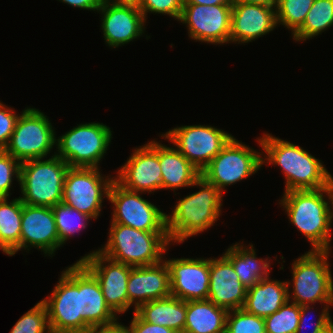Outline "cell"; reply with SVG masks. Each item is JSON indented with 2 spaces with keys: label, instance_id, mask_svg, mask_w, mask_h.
<instances>
[{
  "label": "cell",
  "instance_id": "obj_37",
  "mask_svg": "<svg viewBox=\"0 0 333 333\" xmlns=\"http://www.w3.org/2000/svg\"><path fill=\"white\" fill-rule=\"evenodd\" d=\"M184 6V0H139L138 8L141 10L144 19L148 13L163 14L179 20Z\"/></svg>",
  "mask_w": 333,
  "mask_h": 333
},
{
  "label": "cell",
  "instance_id": "obj_40",
  "mask_svg": "<svg viewBox=\"0 0 333 333\" xmlns=\"http://www.w3.org/2000/svg\"><path fill=\"white\" fill-rule=\"evenodd\" d=\"M129 328L132 333H177L170 328L144 321L135 312Z\"/></svg>",
  "mask_w": 333,
  "mask_h": 333
},
{
  "label": "cell",
  "instance_id": "obj_31",
  "mask_svg": "<svg viewBox=\"0 0 333 333\" xmlns=\"http://www.w3.org/2000/svg\"><path fill=\"white\" fill-rule=\"evenodd\" d=\"M52 210L61 247L71 236H74V233H79V231L85 229L86 225H88L87 222L91 219L89 216L71 208L63 202L53 206Z\"/></svg>",
  "mask_w": 333,
  "mask_h": 333
},
{
  "label": "cell",
  "instance_id": "obj_6",
  "mask_svg": "<svg viewBox=\"0 0 333 333\" xmlns=\"http://www.w3.org/2000/svg\"><path fill=\"white\" fill-rule=\"evenodd\" d=\"M330 252L309 250L293 261V290L288 291L291 302L300 306L317 302L323 303L322 306L333 305V279L328 262Z\"/></svg>",
  "mask_w": 333,
  "mask_h": 333
},
{
  "label": "cell",
  "instance_id": "obj_14",
  "mask_svg": "<svg viewBox=\"0 0 333 333\" xmlns=\"http://www.w3.org/2000/svg\"><path fill=\"white\" fill-rule=\"evenodd\" d=\"M232 5L184 4L178 21L185 24L192 40L207 44L229 43Z\"/></svg>",
  "mask_w": 333,
  "mask_h": 333
},
{
  "label": "cell",
  "instance_id": "obj_42",
  "mask_svg": "<svg viewBox=\"0 0 333 333\" xmlns=\"http://www.w3.org/2000/svg\"><path fill=\"white\" fill-rule=\"evenodd\" d=\"M94 333H132L128 326H125L118 321L113 324L100 327Z\"/></svg>",
  "mask_w": 333,
  "mask_h": 333
},
{
  "label": "cell",
  "instance_id": "obj_3",
  "mask_svg": "<svg viewBox=\"0 0 333 333\" xmlns=\"http://www.w3.org/2000/svg\"><path fill=\"white\" fill-rule=\"evenodd\" d=\"M200 188L179 199L171 215L166 214L170 242L183 243L187 238L214 226L222 210L223 193L200 176L192 185Z\"/></svg>",
  "mask_w": 333,
  "mask_h": 333
},
{
  "label": "cell",
  "instance_id": "obj_2",
  "mask_svg": "<svg viewBox=\"0 0 333 333\" xmlns=\"http://www.w3.org/2000/svg\"><path fill=\"white\" fill-rule=\"evenodd\" d=\"M279 201L290 223L310 242L312 251L331 250L333 207L330 186L318 190L287 191Z\"/></svg>",
  "mask_w": 333,
  "mask_h": 333
},
{
  "label": "cell",
  "instance_id": "obj_11",
  "mask_svg": "<svg viewBox=\"0 0 333 333\" xmlns=\"http://www.w3.org/2000/svg\"><path fill=\"white\" fill-rule=\"evenodd\" d=\"M99 168L70 167L67 171L62 202L71 208L97 219L103 199H108L114 177L104 176Z\"/></svg>",
  "mask_w": 333,
  "mask_h": 333
},
{
  "label": "cell",
  "instance_id": "obj_13",
  "mask_svg": "<svg viewBox=\"0 0 333 333\" xmlns=\"http://www.w3.org/2000/svg\"><path fill=\"white\" fill-rule=\"evenodd\" d=\"M108 200L114 207L111 223L145 232H167L166 213L142 198L140 192L128 190L114 180L109 189Z\"/></svg>",
  "mask_w": 333,
  "mask_h": 333
},
{
  "label": "cell",
  "instance_id": "obj_45",
  "mask_svg": "<svg viewBox=\"0 0 333 333\" xmlns=\"http://www.w3.org/2000/svg\"><path fill=\"white\" fill-rule=\"evenodd\" d=\"M111 4H124V5H136L138 6L139 0H103Z\"/></svg>",
  "mask_w": 333,
  "mask_h": 333
},
{
  "label": "cell",
  "instance_id": "obj_43",
  "mask_svg": "<svg viewBox=\"0 0 333 333\" xmlns=\"http://www.w3.org/2000/svg\"><path fill=\"white\" fill-rule=\"evenodd\" d=\"M234 0H184V4L198 5H233Z\"/></svg>",
  "mask_w": 333,
  "mask_h": 333
},
{
  "label": "cell",
  "instance_id": "obj_20",
  "mask_svg": "<svg viewBox=\"0 0 333 333\" xmlns=\"http://www.w3.org/2000/svg\"><path fill=\"white\" fill-rule=\"evenodd\" d=\"M277 26L276 7L234 2L229 43L244 44L255 41Z\"/></svg>",
  "mask_w": 333,
  "mask_h": 333
},
{
  "label": "cell",
  "instance_id": "obj_18",
  "mask_svg": "<svg viewBox=\"0 0 333 333\" xmlns=\"http://www.w3.org/2000/svg\"><path fill=\"white\" fill-rule=\"evenodd\" d=\"M34 247L45 256H54L61 247L52 207L22 203L20 250Z\"/></svg>",
  "mask_w": 333,
  "mask_h": 333
},
{
  "label": "cell",
  "instance_id": "obj_33",
  "mask_svg": "<svg viewBox=\"0 0 333 333\" xmlns=\"http://www.w3.org/2000/svg\"><path fill=\"white\" fill-rule=\"evenodd\" d=\"M300 320V305L288 300L279 310L264 318L266 333H295Z\"/></svg>",
  "mask_w": 333,
  "mask_h": 333
},
{
  "label": "cell",
  "instance_id": "obj_39",
  "mask_svg": "<svg viewBox=\"0 0 333 333\" xmlns=\"http://www.w3.org/2000/svg\"><path fill=\"white\" fill-rule=\"evenodd\" d=\"M12 108L7 107L0 101V150L7 146L14 131L19 113Z\"/></svg>",
  "mask_w": 333,
  "mask_h": 333
},
{
  "label": "cell",
  "instance_id": "obj_44",
  "mask_svg": "<svg viewBox=\"0 0 333 333\" xmlns=\"http://www.w3.org/2000/svg\"><path fill=\"white\" fill-rule=\"evenodd\" d=\"M234 2L276 7L278 0H234Z\"/></svg>",
  "mask_w": 333,
  "mask_h": 333
},
{
  "label": "cell",
  "instance_id": "obj_8",
  "mask_svg": "<svg viewBox=\"0 0 333 333\" xmlns=\"http://www.w3.org/2000/svg\"><path fill=\"white\" fill-rule=\"evenodd\" d=\"M111 140V128L103 123L77 124L56 139L54 153L69 167L99 168Z\"/></svg>",
  "mask_w": 333,
  "mask_h": 333
},
{
  "label": "cell",
  "instance_id": "obj_25",
  "mask_svg": "<svg viewBox=\"0 0 333 333\" xmlns=\"http://www.w3.org/2000/svg\"><path fill=\"white\" fill-rule=\"evenodd\" d=\"M159 163L162 172L161 189L191 187L201 176L196 169L175 147L159 143Z\"/></svg>",
  "mask_w": 333,
  "mask_h": 333
},
{
  "label": "cell",
  "instance_id": "obj_34",
  "mask_svg": "<svg viewBox=\"0 0 333 333\" xmlns=\"http://www.w3.org/2000/svg\"><path fill=\"white\" fill-rule=\"evenodd\" d=\"M225 333H266L264 318L243 308L228 311Z\"/></svg>",
  "mask_w": 333,
  "mask_h": 333
},
{
  "label": "cell",
  "instance_id": "obj_17",
  "mask_svg": "<svg viewBox=\"0 0 333 333\" xmlns=\"http://www.w3.org/2000/svg\"><path fill=\"white\" fill-rule=\"evenodd\" d=\"M170 271L171 295L183 301L208 299L210 258L165 260Z\"/></svg>",
  "mask_w": 333,
  "mask_h": 333
},
{
  "label": "cell",
  "instance_id": "obj_22",
  "mask_svg": "<svg viewBox=\"0 0 333 333\" xmlns=\"http://www.w3.org/2000/svg\"><path fill=\"white\" fill-rule=\"evenodd\" d=\"M247 287L241 283L232 263L222 255L210 258V285L208 299L227 311L244 306Z\"/></svg>",
  "mask_w": 333,
  "mask_h": 333
},
{
  "label": "cell",
  "instance_id": "obj_19",
  "mask_svg": "<svg viewBox=\"0 0 333 333\" xmlns=\"http://www.w3.org/2000/svg\"><path fill=\"white\" fill-rule=\"evenodd\" d=\"M101 13V28L105 44L119 47L142 36L145 32V19L136 5L111 4L103 1L97 10Z\"/></svg>",
  "mask_w": 333,
  "mask_h": 333
},
{
  "label": "cell",
  "instance_id": "obj_30",
  "mask_svg": "<svg viewBox=\"0 0 333 333\" xmlns=\"http://www.w3.org/2000/svg\"><path fill=\"white\" fill-rule=\"evenodd\" d=\"M333 26V0H314L302 26L293 34L297 42L316 37Z\"/></svg>",
  "mask_w": 333,
  "mask_h": 333
},
{
  "label": "cell",
  "instance_id": "obj_9",
  "mask_svg": "<svg viewBox=\"0 0 333 333\" xmlns=\"http://www.w3.org/2000/svg\"><path fill=\"white\" fill-rule=\"evenodd\" d=\"M55 135L49 118L39 109L27 107L19 115L4 151L20 163L45 159L56 145Z\"/></svg>",
  "mask_w": 333,
  "mask_h": 333
},
{
  "label": "cell",
  "instance_id": "obj_41",
  "mask_svg": "<svg viewBox=\"0 0 333 333\" xmlns=\"http://www.w3.org/2000/svg\"><path fill=\"white\" fill-rule=\"evenodd\" d=\"M59 1L75 8L91 10V11H97L103 3V0H59Z\"/></svg>",
  "mask_w": 333,
  "mask_h": 333
},
{
  "label": "cell",
  "instance_id": "obj_5",
  "mask_svg": "<svg viewBox=\"0 0 333 333\" xmlns=\"http://www.w3.org/2000/svg\"><path fill=\"white\" fill-rule=\"evenodd\" d=\"M69 165L54 155L49 159H32L20 164L19 185L23 204L53 207L62 202Z\"/></svg>",
  "mask_w": 333,
  "mask_h": 333
},
{
  "label": "cell",
  "instance_id": "obj_4",
  "mask_svg": "<svg viewBox=\"0 0 333 333\" xmlns=\"http://www.w3.org/2000/svg\"><path fill=\"white\" fill-rule=\"evenodd\" d=\"M110 226L108 240L98 250L103 255L132 267L153 265L163 260L170 244L167 232H145L118 223Z\"/></svg>",
  "mask_w": 333,
  "mask_h": 333
},
{
  "label": "cell",
  "instance_id": "obj_26",
  "mask_svg": "<svg viewBox=\"0 0 333 333\" xmlns=\"http://www.w3.org/2000/svg\"><path fill=\"white\" fill-rule=\"evenodd\" d=\"M135 313L144 321L183 333L186 321V301L175 296L141 304Z\"/></svg>",
  "mask_w": 333,
  "mask_h": 333
},
{
  "label": "cell",
  "instance_id": "obj_47",
  "mask_svg": "<svg viewBox=\"0 0 333 333\" xmlns=\"http://www.w3.org/2000/svg\"><path fill=\"white\" fill-rule=\"evenodd\" d=\"M322 333H333V324Z\"/></svg>",
  "mask_w": 333,
  "mask_h": 333
},
{
  "label": "cell",
  "instance_id": "obj_10",
  "mask_svg": "<svg viewBox=\"0 0 333 333\" xmlns=\"http://www.w3.org/2000/svg\"><path fill=\"white\" fill-rule=\"evenodd\" d=\"M263 153L238 141L234 136L201 171V176L221 192L261 169Z\"/></svg>",
  "mask_w": 333,
  "mask_h": 333
},
{
  "label": "cell",
  "instance_id": "obj_28",
  "mask_svg": "<svg viewBox=\"0 0 333 333\" xmlns=\"http://www.w3.org/2000/svg\"><path fill=\"white\" fill-rule=\"evenodd\" d=\"M227 313L209 299L187 301L183 333H225Z\"/></svg>",
  "mask_w": 333,
  "mask_h": 333
},
{
  "label": "cell",
  "instance_id": "obj_32",
  "mask_svg": "<svg viewBox=\"0 0 333 333\" xmlns=\"http://www.w3.org/2000/svg\"><path fill=\"white\" fill-rule=\"evenodd\" d=\"M314 0H278L276 6L277 25L291 30L292 35L302 26Z\"/></svg>",
  "mask_w": 333,
  "mask_h": 333
},
{
  "label": "cell",
  "instance_id": "obj_23",
  "mask_svg": "<svg viewBox=\"0 0 333 333\" xmlns=\"http://www.w3.org/2000/svg\"><path fill=\"white\" fill-rule=\"evenodd\" d=\"M80 314L93 330L117 321V314L109 307L95 276L80 262Z\"/></svg>",
  "mask_w": 333,
  "mask_h": 333
},
{
  "label": "cell",
  "instance_id": "obj_24",
  "mask_svg": "<svg viewBox=\"0 0 333 333\" xmlns=\"http://www.w3.org/2000/svg\"><path fill=\"white\" fill-rule=\"evenodd\" d=\"M289 281L261 279L257 284L247 288L243 309L258 317L265 318L281 308L289 299Z\"/></svg>",
  "mask_w": 333,
  "mask_h": 333
},
{
  "label": "cell",
  "instance_id": "obj_15",
  "mask_svg": "<svg viewBox=\"0 0 333 333\" xmlns=\"http://www.w3.org/2000/svg\"><path fill=\"white\" fill-rule=\"evenodd\" d=\"M79 261L100 283L109 307L118 315L128 311L127 283L133 267L112 260L98 250L85 254Z\"/></svg>",
  "mask_w": 333,
  "mask_h": 333
},
{
  "label": "cell",
  "instance_id": "obj_38",
  "mask_svg": "<svg viewBox=\"0 0 333 333\" xmlns=\"http://www.w3.org/2000/svg\"><path fill=\"white\" fill-rule=\"evenodd\" d=\"M310 306H312V305L300 306V320H299V324H298V327H297V330L295 333H302L304 326L309 323V320H307L308 319L307 315L311 314V312L309 310L314 309L313 307H310ZM330 306L332 307L333 305H324L317 321L315 323L310 322L311 325L314 324L312 326L313 329H312L311 333H322L333 324L332 318L329 313ZM305 321H306V323H305Z\"/></svg>",
  "mask_w": 333,
  "mask_h": 333
},
{
  "label": "cell",
  "instance_id": "obj_36",
  "mask_svg": "<svg viewBox=\"0 0 333 333\" xmlns=\"http://www.w3.org/2000/svg\"><path fill=\"white\" fill-rule=\"evenodd\" d=\"M20 162L4 150H0V198L10 196L13 178L19 182Z\"/></svg>",
  "mask_w": 333,
  "mask_h": 333
},
{
  "label": "cell",
  "instance_id": "obj_46",
  "mask_svg": "<svg viewBox=\"0 0 333 333\" xmlns=\"http://www.w3.org/2000/svg\"><path fill=\"white\" fill-rule=\"evenodd\" d=\"M330 192H331V197H332V207H333V179L330 183ZM333 210V209H332Z\"/></svg>",
  "mask_w": 333,
  "mask_h": 333
},
{
  "label": "cell",
  "instance_id": "obj_29",
  "mask_svg": "<svg viewBox=\"0 0 333 333\" xmlns=\"http://www.w3.org/2000/svg\"><path fill=\"white\" fill-rule=\"evenodd\" d=\"M0 198V249L9 256L20 250L22 201Z\"/></svg>",
  "mask_w": 333,
  "mask_h": 333
},
{
  "label": "cell",
  "instance_id": "obj_12",
  "mask_svg": "<svg viewBox=\"0 0 333 333\" xmlns=\"http://www.w3.org/2000/svg\"><path fill=\"white\" fill-rule=\"evenodd\" d=\"M200 172L233 137L210 125H188L173 128L161 135Z\"/></svg>",
  "mask_w": 333,
  "mask_h": 333
},
{
  "label": "cell",
  "instance_id": "obj_27",
  "mask_svg": "<svg viewBox=\"0 0 333 333\" xmlns=\"http://www.w3.org/2000/svg\"><path fill=\"white\" fill-rule=\"evenodd\" d=\"M241 244L236 242L223 255L232 263L241 283L249 288L269 277L271 260L269 257L258 259L253 244Z\"/></svg>",
  "mask_w": 333,
  "mask_h": 333
},
{
  "label": "cell",
  "instance_id": "obj_16",
  "mask_svg": "<svg viewBox=\"0 0 333 333\" xmlns=\"http://www.w3.org/2000/svg\"><path fill=\"white\" fill-rule=\"evenodd\" d=\"M117 172L115 180L128 190L141 194L144 192L151 194L156 190H161L159 142L151 140L142 147L135 148Z\"/></svg>",
  "mask_w": 333,
  "mask_h": 333
},
{
  "label": "cell",
  "instance_id": "obj_21",
  "mask_svg": "<svg viewBox=\"0 0 333 333\" xmlns=\"http://www.w3.org/2000/svg\"><path fill=\"white\" fill-rule=\"evenodd\" d=\"M127 294L128 309L134 304V312L141 304L170 296V271L165 259L157 264L133 267L127 283Z\"/></svg>",
  "mask_w": 333,
  "mask_h": 333
},
{
  "label": "cell",
  "instance_id": "obj_35",
  "mask_svg": "<svg viewBox=\"0 0 333 333\" xmlns=\"http://www.w3.org/2000/svg\"><path fill=\"white\" fill-rule=\"evenodd\" d=\"M10 333H51L46 306L39 301L14 324Z\"/></svg>",
  "mask_w": 333,
  "mask_h": 333
},
{
  "label": "cell",
  "instance_id": "obj_1",
  "mask_svg": "<svg viewBox=\"0 0 333 333\" xmlns=\"http://www.w3.org/2000/svg\"><path fill=\"white\" fill-rule=\"evenodd\" d=\"M263 136V137H262ZM257 138L265 152L262 163L280 166L285 175V190H318L329 187L332 175L322 164L299 145L264 133Z\"/></svg>",
  "mask_w": 333,
  "mask_h": 333
},
{
  "label": "cell",
  "instance_id": "obj_7",
  "mask_svg": "<svg viewBox=\"0 0 333 333\" xmlns=\"http://www.w3.org/2000/svg\"><path fill=\"white\" fill-rule=\"evenodd\" d=\"M46 306L51 333H94L80 314V261L62 271Z\"/></svg>",
  "mask_w": 333,
  "mask_h": 333
}]
</instances>
